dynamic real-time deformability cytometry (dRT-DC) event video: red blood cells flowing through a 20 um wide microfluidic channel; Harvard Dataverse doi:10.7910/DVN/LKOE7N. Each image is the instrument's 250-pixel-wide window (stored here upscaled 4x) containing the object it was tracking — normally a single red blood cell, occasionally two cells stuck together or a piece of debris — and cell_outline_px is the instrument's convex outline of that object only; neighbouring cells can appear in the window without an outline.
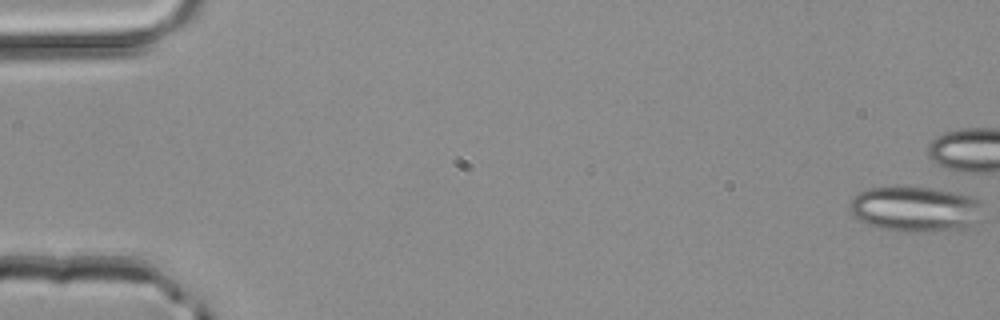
{"species": "common noctule bat (a hibernating species)", "species_latin": "Nyctalus noctula", "temperature_condition": "room temperature", "stored_images_in_passage": 5, "camera_frame_rate_fps": 3000, "um_per_image_px": 0.085, "animal": {"sex": "male", "body_mass_g": 20.4}, "frame": {"image": 1, "passage_image": 1, "time_ms": 0.0, "image_size_px": [1000, 320], "cell_outline_px": [[984, 200], [968, 232], [896, 232], [876, 228], [860, 220], [848, 208], [852, 196], [868, 188], [936, 188], [956, 192], [972, 196]], "centroid_in_image_um": [77.84, 17.82], "position_along_channel_um": 7.2, "area_um2": 35.89}}